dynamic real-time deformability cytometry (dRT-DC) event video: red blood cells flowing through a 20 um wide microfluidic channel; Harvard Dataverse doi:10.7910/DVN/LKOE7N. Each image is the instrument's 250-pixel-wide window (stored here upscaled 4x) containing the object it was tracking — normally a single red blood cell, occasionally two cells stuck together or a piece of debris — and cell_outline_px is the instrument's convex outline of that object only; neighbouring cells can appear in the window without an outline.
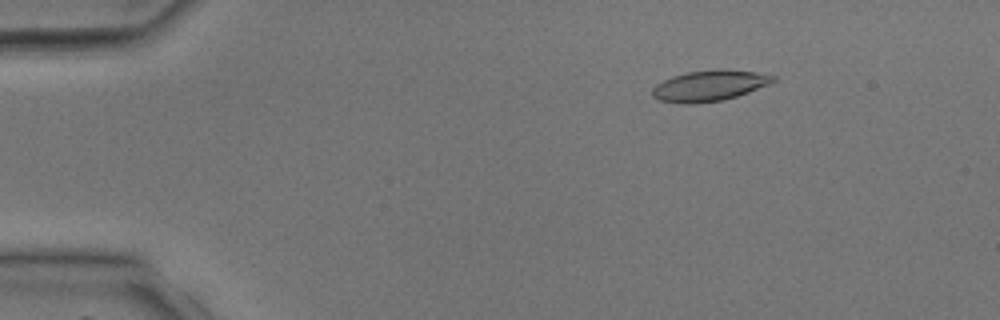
{"species": "common noctule bat (a hibernating species)", "species_latin": "Nyctalus noctula", "temperature_condition": "room temperature", "stored_images_in_passage": 36, "camera_frame_rate_fps": 3000, "um_per_image_px": 0.085, "animal": {"sex": "male", "body_mass_g": 17.9, "forearm_length_mm": 54.2}, "frame": {"image": 1, "passage_image": 6, "time_ms": 1.667, "image_size_px": [1000, 320], "cell_outline_px": [[776, 80], [768, 84], [748, 92], [736, 96], [720, 100], [688, 104], [680, 104], [660, 100], [652, 96], [652, 88], [656, 84], [672, 76], [688, 72], [716, 68], [720, 68], [756, 72], [776, 76]], "centroid_in_image_um": [60.28, 7.27], "position_along_channel_um": 24.7, "area_um2": 21.62}}
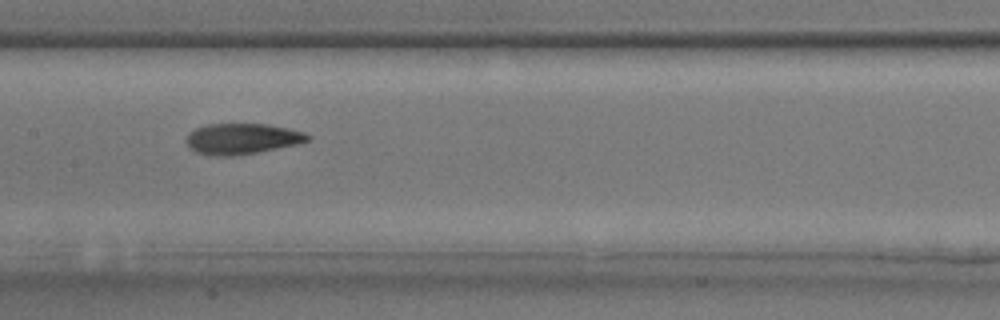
{"frame": {"image": 2, "passage_image": 20, "time_ms": 6.333, "image_size_px": [1000, 320], "cell_outline_px": [[312, 140], [300, 144], [236, 156], [212, 156], [196, 152], [188, 148], [184, 140], [188, 132], [196, 128], [208, 124], [268, 124], [288, 128], [304, 132], [312, 136]], "centroid_in_image_um": [20.57, 11.8], "position_along_channel_um": 186.8, "area_um2": 22.25}}
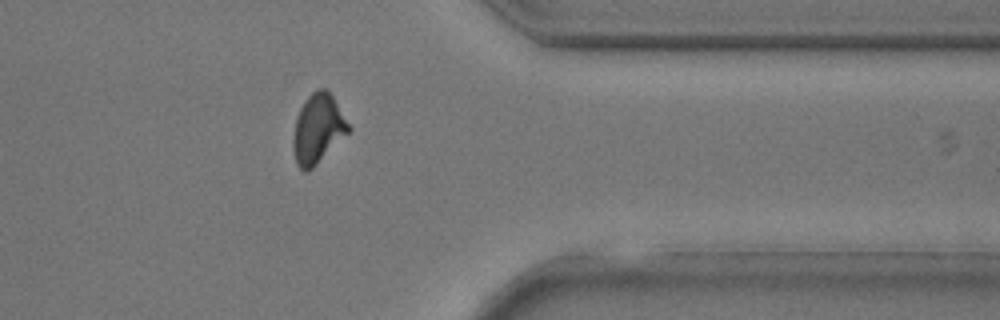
{"frame": {"image": 3, "passage_image": 32, "time_ms": 10.333, "image_size_px": [1000, 320], "cell_outline_px": [[352, 128], [308, 172], [304, 172], [296, 164], [292, 144], [292, 136], [296, 120], [300, 108], [304, 100], [316, 88], [328, 88]], "centroid_in_image_um": [27.0, 10.92], "position_along_channel_um": 384.4, "area_um2": 22.31}}